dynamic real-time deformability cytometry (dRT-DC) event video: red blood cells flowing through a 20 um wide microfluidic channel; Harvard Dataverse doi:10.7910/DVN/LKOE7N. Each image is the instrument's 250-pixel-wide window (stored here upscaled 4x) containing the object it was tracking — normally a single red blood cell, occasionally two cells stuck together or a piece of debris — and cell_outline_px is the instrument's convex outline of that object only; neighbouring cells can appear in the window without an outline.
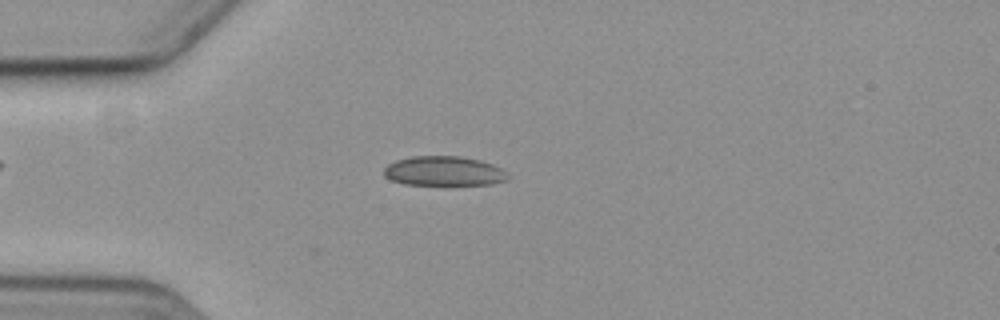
{"species": "common noctule bat (a hibernating species)", "species_latin": "Nyctalus noctula", "temperature_condition": "cold", "stored_images_in_passage": 5, "camera_frame_rate_fps": 3000, "um_per_image_px": 0.085, "animal": {"sex": "female", "body_mass_g": 19.3, "forearm_length_mm": 54.1}, "frame": {"image": 1, "passage_image": 2, "time_ms": 1.0, "image_size_px": [1000, 320], "cell_outline_px": [[508, 180], [492, 184], [404, 184], [392, 180], [384, 176], [384, 168], [388, 164], [396, 160], [412, 156], [460, 156], [480, 160], [492, 164], [508, 172]], "centroid_in_image_um": [37.74, 14.53], "position_along_channel_um": 47.3, "area_um2": 21.27}}
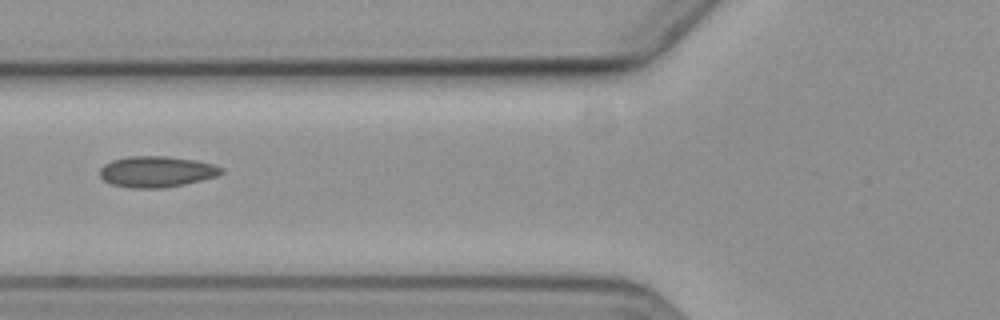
{"frame": {"image": 2, "passage_image": 4, "time_ms": 3.333, "image_size_px": [1000, 320], "cell_outline_px": [[224, 172], [216, 176], [184, 184], [164, 188], [132, 188], [112, 184], [104, 180], [100, 176], [100, 168], [104, 164], [112, 160], [128, 156], [168, 156], [196, 160], [212, 164], [224, 168]], "centroid_in_image_um": [13.31, 14.58], "position_along_channel_um": 112.5, "area_um2": 21.96}}
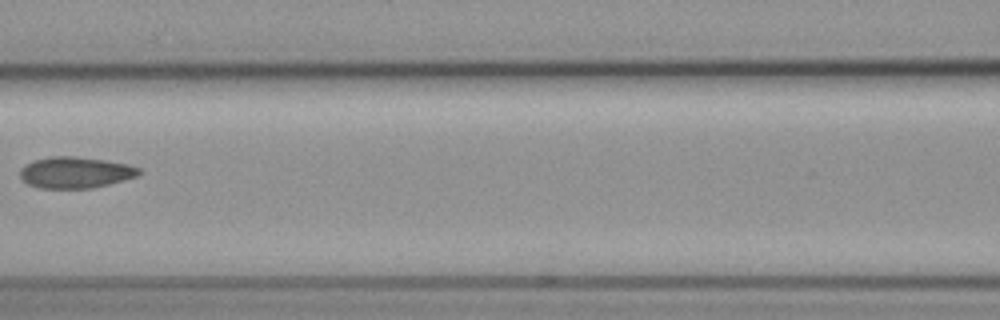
{"frame": {"image": 3, "passage_image": 5, "time_ms": 4.667, "image_size_px": [1000, 320], "cell_outline_px": [[140, 172], [136, 176], [124, 180], [92, 188], [40, 188], [28, 184], [20, 180], [20, 168], [32, 160], [48, 156], [76, 156], [104, 160], [128, 164], [140, 168]], "centroid_in_image_um": [6.36, 14.65], "position_along_channel_um": 160.2, "area_um2": 21.79}}